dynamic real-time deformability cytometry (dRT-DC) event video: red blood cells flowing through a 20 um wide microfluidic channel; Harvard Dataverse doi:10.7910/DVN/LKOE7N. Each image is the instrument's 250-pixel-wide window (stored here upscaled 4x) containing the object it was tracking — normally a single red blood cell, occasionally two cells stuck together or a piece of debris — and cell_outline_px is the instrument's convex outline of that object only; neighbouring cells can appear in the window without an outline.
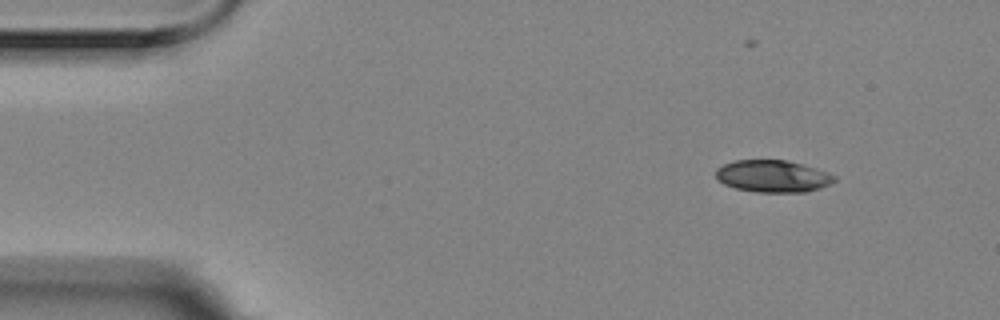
{"species": "Egyptian fruit bat (a non-hibernating species)", "species_latin": "Rousettus aegyptiacus", "temperature_condition": "room temperature", "stored_images_in_passage": 6, "camera_frame_rate_fps": 3000, "um_per_image_px": 0.085, "animal": {"sex": "female"}, "frame": {"image": 1, "passage_image": 1, "time_ms": 0.0, "image_size_px": [1000, 320], "cell_outline_px": [[836, 180], [820, 188], [804, 192], [756, 192], [736, 188], [724, 184], [716, 180], [716, 168], [724, 164], [736, 160], [788, 160], [804, 164], [836, 176]], "centroid_in_image_um": [65.66, 14.97], "position_along_channel_um": 19.3, "area_um2": 22.14}}
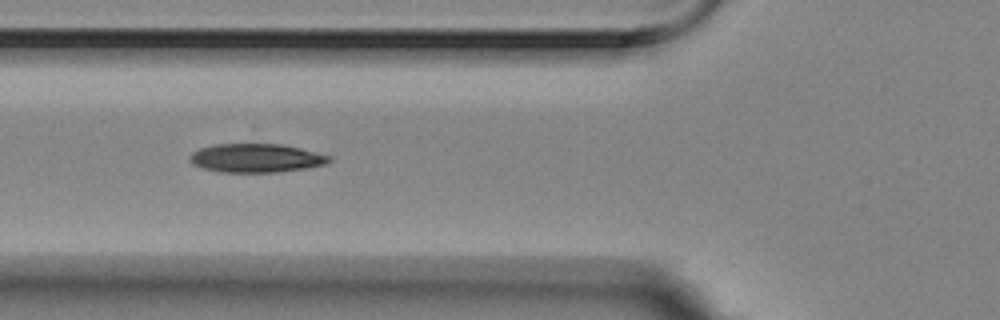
{"frame": {"image": 2, "passage_image": 5, "time_ms": 1.333, "image_size_px": [1000, 320], "cell_outline_px": [[332, 160], [328, 164], [280, 172], [220, 172], [204, 168], [192, 164], [188, 160], [192, 152], [200, 148], [216, 144], [284, 144], [332, 156]], "centroid_in_image_um": [21.79, 13.43], "position_along_channel_um": 104.0, "area_um2": 23.41}}
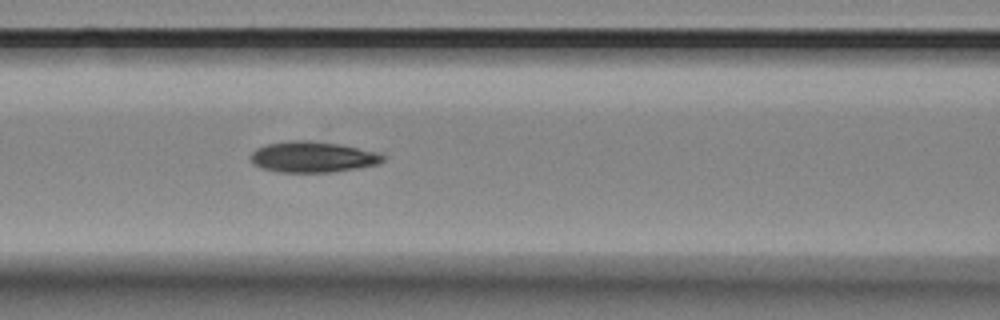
{"frame": {"image": 3, "passage_image": 6, "time_ms": 1.667, "image_size_px": [1000, 320], "cell_outline_px": [[384, 160], [380, 164], [356, 168], [328, 172], [276, 172], [252, 164], [248, 156], [256, 148], [268, 144], [288, 140], [308, 140], [340, 144], [380, 152], [384, 156]], "centroid_in_image_um": [26.57, 13.33], "position_along_channel_um": 140.0, "area_um2": 23.99}}